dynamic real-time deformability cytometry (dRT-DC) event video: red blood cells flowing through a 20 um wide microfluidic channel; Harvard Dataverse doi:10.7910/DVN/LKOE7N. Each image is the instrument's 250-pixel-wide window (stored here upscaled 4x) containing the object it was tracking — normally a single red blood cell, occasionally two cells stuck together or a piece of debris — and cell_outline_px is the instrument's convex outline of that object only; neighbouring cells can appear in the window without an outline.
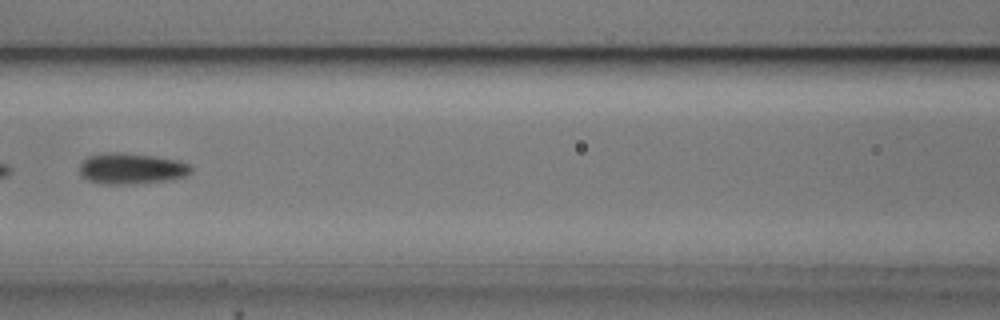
{"species": "common noctule bat (a hibernating species)", "species_latin": "Nyctalus noctula", "temperature_condition": "cold", "stored_images_in_passage": 7, "camera_frame_rate_fps": 3000, "um_per_image_px": 0.085, "animal": {"sex": "male", "body_mass_g": 20.5, "forearm_length_mm": 52.5}, "frame": {"image": 1, "passage_image": 7, "time_ms": 7.0, "image_size_px": [1000, 320], "cell_outline_px": [[192, 172], [184, 176], [164, 180], [120, 184], [108, 184], [88, 180], [80, 172], [80, 164], [88, 156], [104, 152], [120, 152], [156, 156], [180, 160], [188, 164], [192, 168]], "centroid_in_image_um": [11.17, 14.29], "position_along_channel_um": 155.4, "area_um2": 19.83}}